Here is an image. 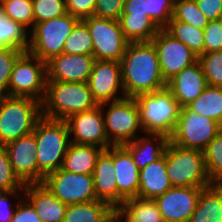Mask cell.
<instances>
[{
	"label": "cell",
	"instance_id": "obj_20",
	"mask_svg": "<svg viewBox=\"0 0 222 222\" xmlns=\"http://www.w3.org/2000/svg\"><path fill=\"white\" fill-rule=\"evenodd\" d=\"M206 86V78L198 61L184 68L167 82V88L181 108L194 101Z\"/></svg>",
	"mask_w": 222,
	"mask_h": 222
},
{
	"label": "cell",
	"instance_id": "obj_7",
	"mask_svg": "<svg viewBox=\"0 0 222 222\" xmlns=\"http://www.w3.org/2000/svg\"><path fill=\"white\" fill-rule=\"evenodd\" d=\"M80 20L66 13L60 17L35 23L29 32L28 52L43 62L62 53L65 40Z\"/></svg>",
	"mask_w": 222,
	"mask_h": 222
},
{
	"label": "cell",
	"instance_id": "obj_19",
	"mask_svg": "<svg viewBox=\"0 0 222 222\" xmlns=\"http://www.w3.org/2000/svg\"><path fill=\"white\" fill-rule=\"evenodd\" d=\"M114 167L119 206L125 200L138 197L140 170L124 145H114Z\"/></svg>",
	"mask_w": 222,
	"mask_h": 222
},
{
	"label": "cell",
	"instance_id": "obj_23",
	"mask_svg": "<svg viewBox=\"0 0 222 222\" xmlns=\"http://www.w3.org/2000/svg\"><path fill=\"white\" fill-rule=\"evenodd\" d=\"M145 135H140L135 140L124 144L139 170L160 159L170 141L167 136L161 134L146 133Z\"/></svg>",
	"mask_w": 222,
	"mask_h": 222
},
{
	"label": "cell",
	"instance_id": "obj_50",
	"mask_svg": "<svg viewBox=\"0 0 222 222\" xmlns=\"http://www.w3.org/2000/svg\"><path fill=\"white\" fill-rule=\"evenodd\" d=\"M7 0H0V5H2L4 2H6Z\"/></svg>",
	"mask_w": 222,
	"mask_h": 222
},
{
	"label": "cell",
	"instance_id": "obj_36",
	"mask_svg": "<svg viewBox=\"0 0 222 222\" xmlns=\"http://www.w3.org/2000/svg\"><path fill=\"white\" fill-rule=\"evenodd\" d=\"M0 8L7 18L22 24L28 30L34 27L32 0H7Z\"/></svg>",
	"mask_w": 222,
	"mask_h": 222
},
{
	"label": "cell",
	"instance_id": "obj_11",
	"mask_svg": "<svg viewBox=\"0 0 222 222\" xmlns=\"http://www.w3.org/2000/svg\"><path fill=\"white\" fill-rule=\"evenodd\" d=\"M89 30L93 41L95 60L120 62L128 45L119 20L90 16L81 20Z\"/></svg>",
	"mask_w": 222,
	"mask_h": 222
},
{
	"label": "cell",
	"instance_id": "obj_27",
	"mask_svg": "<svg viewBox=\"0 0 222 222\" xmlns=\"http://www.w3.org/2000/svg\"><path fill=\"white\" fill-rule=\"evenodd\" d=\"M188 222H222V184L202 188Z\"/></svg>",
	"mask_w": 222,
	"mask_h": 222
},
{
	"label": "cell",
	"instance_id": "obj_16",
	"mask_svg": "<svg viewBox=\"0 0 222 222\" xmlns=\"http://www.w3.org/2000/svg\"><path fill=\"white\" fill-rule=\"evenodd\" d=\"M203 187H171L154 200L164 222H188Z\"/></svg>",
	"mask_w": 222,
	"mask_h": 222
},
{
	"label": "cell",
	"instance_id": "obj_15",
	"mask_svg": "<svg viewBox=\"0 0 222 222\" xmlns=\"http://www.w3.org/2000/svg\"><path fill=\"white\" fill-rule=\"evenodd\" d=\"M65 121L72 143L92 144L103 149H107L112 145L108 141L105 132L103 111L100 105L93 109L73 114Z\"/></svg>",
	"mask_w": 222,
	"mask_h": 222
},
{
	"label": "cell",
	"instance_id": "obj_48",
	"mask_svg": "<svg viewBox=\"0 0 222 222\" xmlns=\"http://www.w3.org/2000/svg\"><path fill=\"white\" fill-rule=\"evenodd\" d=\"M122 13H132V15H147L146 0H125Z\"/></svg>",
	"mask_w": 222,
	"mask_h": 222
},
{
	"label": "cell",
	"instance_id": "obj_28",
	"mask_svg": "<svg viewBox=\"0 0 222 222\" xmlns=\"http://www.w3.org/2000/svg\"><path fill=\"white\" fill-rule=\"evenodd\" d=\"M119 23L124 37L129 43L151 41L160 30L148 15L122 13Z\"/></svg>",
	"mask_w": 222,
	"mask_h": 222
},
{
	"label": "cell",
	"instance_id": "obj_35",
	"mask_svg": "<svg viewBox=\"0 0 222 222\" xmlns=\"http://www.w3.org/2000/svg\"><path fill=\"white\" fill-rule=\"evenodd\" d=\"M171 20H178L198 29H204L209 23V20L201 12L195 0H175Z\"/></svg>",
	"mask_w": 222,
	"mask_h": 222
},
{
	"label": "cell",
	"instance_id": "obj_30",
	"mask_svg": "<svg viewBox=\"0 0 222 222\" xmlns=\"http://www.w3.org/2000/svg\"><path fill=\"white\" fill-rule=\"evenodd\" d=\"M186 107L222 126V87L207 85L204 91Z\"/></svg>",
	"mask_w": 222,
	"mask_h": 222
},
{
	"label": "cell",
	"instance_id": "obj_25",
	"mask_svg": "<svg viewBox=\"0 0 222 222\" xmlns=\"http://www.w3.org/2000/svg\"><path fill=\"white\" fill-rule=\"evenodd\" d=\"M103 150L96 145L71 142L61 169L76 174H93L97 159Z\"/></svg>",
	"mask_w": 222,
	"mask_h": 222
},
{
	"label": "cell",
	"instance_id": "obj_38",
	"mask_svg": "<svg viewBox=\"0 0 222 222\" xmlns=\"http://www.w3.org/2000/svg\"><path fill=\"white\" fill-rule=\"evenodd\" d=\"M25 184L15 174L4 145H0V191L24 190Z\"/></svg>",
	"mask_w": 222,
	"mask_h": 222
},
{
	"label": "cell",
	"instance_id": "obj_14",
	"mask_svg": "<svg viewBox=\"0 0 222 222\" xmlns=\"http://www.w3.org/2000/svg\"><path fill=\"white\" fill-rule=\"evenodd\" d=\"M87 84L98 105L126 97L122 83L121 64L118 61L95 60Z\"/></svg>",
	"mask_w": 222,
	"mask_h": 222
},
{
	"label": "cell",
	"instance_id": "obj_29",
	"mask_svg": "<svg viewBox=\"0 0 222 222\" xmlns=\"http://www.w3.org/2000/svg\"><path fill=\"white\" fill-rule=\"evenodd\" d=\"M114 211L103 200L72 204L67 207L64 222H104Z\"/></svg>",
	"mask_w": 222,
	"mask_h": 222
},
{
	"label": "cell",
	"instance_id": "obj_40",
	"mask_svg": "<svg viewBox=\"0 0 222 222\" xmlns=\"http://www.w3.org/2000/svg\"><path fill=\"white\" fill-rule=\"evenodd\" d=\"M32 2L34 24L60 17L67 13L65 0H32Z\"/></svg>",
	"mask_w": 222,
	"mask_h": 222
},
{
	"label": "cell",
	"instance_id": "obj_42",
	"mask_svg": "<svg viewBox=\"0 0 222 222\" xmlns=\"http://www.w3.org/2000/svg\"><path fill=\"white\" fill-rule=\"evenodd\" d=\"M222 51V19L209 21L204 28V53Z\"/></svg>",
	"mask_w": 222,
	"mask_h": 222
},
{
	"label": "cell",
	"instance_id": "obj_47",
	"mask_svg": "<svg viewBox=\"0 0 222 222\" xmlns=\"http://www.w3.org/2000/svg\"><path fill=\"white\" fill-rule=\"evenodd\" d=\"M209 21L222 18V0H195Z\"/></svg>",
	"mask_w": 222,
	"mask_h": 222
},
{
	"label": "cell",
	"instance_id": "obj_3",
	"mask_svg": "<svg viewBox=\"0 0 222 222\" xmlns=\"http://www.w3.org/2000/svg\"><path fill=\"white\" fill-rule=\"evenodd\" d=\"M98 106L87 82L47 81L41 102L42 116L66 120L69 116Z\"/></svg>",
	"mask_w": 222,
	"mask_h": 222
},
{
	"label": "cell",
	"instance_id": "obj_13",
	"mask_svg": "<svg viewBox=\"0 0 222 222\" xmlns=\"http://www.w3.org/2000/svg\"><path fill=\"white\" fill-rule=\"evenodd\" d=\"M151 41L157 50L160 70L166 83L198 61V56L188 46L165 29H160Z\"/></svg>",
	"mask_w": 222,
	"mask_h": 222
},
{
	"label": "cell",
	"instance_id": "obj_39",
	"mask_svg": "<svg viewBox=\"0 0 222 222\" xmlns=\"http://www.w3.org/2000/svg\"><path fill=\"white\" fill-rule=\"evenodd\" d=\"M23 53L24 51L11 47L0 48V96L8 95L11 72Z\"/></svg>",
	"mask_w": 222,
	"mask_h": 222
},
{
	"label": "cell",
	"instance_id": "obj_41",
	"mask_svg": "<svg viewBox=\"0 0 222 222\" xmlns=\"http://www.w3.org/2000/svg\"><path fill=\"white\" fill-rule=\"evenodd\" d=\"M175 0H146V14L164 29L172 19Z\"/></svg>",
	"mask_w": 222,
	"mask_h": 222
},
{
	"label": "cell",
	"instance_id": "obj_24",
	"mask_svg": "<svg viewBox=\"0 0 222 222\" xmlns=\"http://www.w3.org/2000/svg\"><path fill=\"white\" fill-rule=\"evenodd\" d=\"M172 187L166 170V158L150 163L139 172L138 197L155 199Z\"/></svg>",
	"mask_w": 222,
	"mask_h": 222
},
{
	"label": "cell",
	"instance_id": "obj_37",
	"mask_svg": "<svg viewBox=\"0 0 222 222\" xmlns=\"http://www.w3.org/2000/svg\"><path fill=\"white\" fill-rule=\"evenodd\" d=\"M198 62L207 85L222 87V51L203 53L198 56Z\"/></svg>",
	"mask_w": 222,
	"mask_h": 222
},
{
	"label": "cell",
	"instance_id": "obj_4",
	"mask_svg": "<svg viewBox=\"0 0 222 222\" xmlns=\"http://www.w3.org/2000/svg\"><path fill=\"white\" fill-rule=\"evenodd\" d=\"M144 134H161L168 138L176 127L181 107L171 91L165 87L134 97Z\"/></svg>",
	"mask_w": 222,
	"mask_h": 222
},
{
	"label": "cell",
	"instance_id": "obj_26",
	"mask_svg": "<svg viewBox=\"0 0 222 222\" xmlns=\"http://www.w3.org/2000/svg\"><path fill=\"white\" fill-rule=\"evenodd\" d=\"M115 212L121 222H164L154 199L130 198L120 204Z\"/></svg>",
	"mask_w": 222,
	"mask_h": 222
},
{
	"label": "cell",
	"instance_id": "obj_22",
	"mask_svg": "<svg viewBox=\"0 0 222 222\" xmlns=\"http://www.w3.org/2000/svg\"><path fill=\"white\" fill-rule=\"evenodd\" d=\"M24 198L33 206L41 222H64L68 205L57 199L42 183L25 184Z\"/></svg>",
	"mask_w": 222,
	"mask_h": 222
},
{
	"label": "cell",
	"instance_id": "obj_46",
	"mask_svg": "<svg viewBox=\"0 0 222 222\" xmlns=\"http://www.w3.org/2000/svg\"><path fill=\"white\" fill-rule=\"evenodd\" d=\"M10 222H41L33 206L23 198L14 212Z\"/></svg>",
	"mask_w": 222,
	"mask_h": 222
},
{
	"label": "cell",
	"instance_id": "obj_18",
	"mask_svg": "<svg viewBox=\"0 0 222 222\" xmlns=\"http://www.w3.org/2000/svg\"><path fill=\"white\" fill-rule=\"evenodd\" d=\"M94 62L93 55L61 53L46 62L47 81L87 82Z\"/></svg>",
	"mask_w": 222,
	"mask_h": 222
},
{
	"label": "cell",
	"instance_id": "obj_5",
	"mask_svg": "<svg viewBox=\"0 0 222 222\" xmlns=\"http://www.w3.org/2000/svg\"><path fill=\"white\" fill-rule=\"evenodd\" d=\"M41 117L40 101L30 97L0 96V145L32 133Z\"/></svg>",
	"mask_w": 222,
	"mask_h": 222
},
{
	"label": "cell",
	"instance_id": "obj_12",
	"mask_svg": "<svg viewBox=\"0 0 222 222\" xmlns=\"http://www.w3.org/2000/svg\"><path fill=\"white\" fill-rule=\"evenodd\" d=\"M42 184L66 205L98 200L93 174H76L60 168L46 175Z\"/></svg>",
	"mask_w": 222,
	"mask_h": 222
},
{
	"label": "cell",
	"instance_id": "obj_1",
	"mask_svg": "<svg viewBox=\"0 0 222 222\" xmlns=\"http://www.w3.org/2000/svg\"><path fill=\"white\" fill-rule=\"evenodd\" d=\"M120 64L126 97L134 98L167 87L152 41L128 43Z\"/></svg>",
	"mask_w": 222,
	"mask_h": 222
},
{
	"label": "cell",
	"instance_id": "obj_43",
	"mask_svg": "<svg viewBox=\"0 0 222 222\" xmlns=\"http://www.w3.org/2000/svg\"><path fill=\"white\" fill-rule=\"evenodd\" d=\"M13 198H17L14 205L12 204ZM23 198L24 190L0 191V222H10L12 220L18 203Z\"/></svg>",
	"mask_w": 222,
	"mask_h": 222
},
{
	"label": "cell",
	"instance_id": "obj_21",
	"mask_svg": "<svg viewBox=\"0 0 222 222\" xmlns=\"http://www.w3.org/2000/svg\"><path fill=\"white\" fill-rule=\"evenodd\" d=\"M93 178L97 199L108 202L116 209L118 207V188L114 167V145L100 153L94 168Z\"/></svg>",
	"mask_w": 222,
	"mask_h": 222
},
{
	"label": "cell",
	"instance_id": "obj_45",
	"mask_svg": "<svg viewBox=\"0 0 222 222\" xmlns=\"http://www.w3.org/2000/svg\"><path fill=\"white\" fill-rule=\"evenodd\" d=\"M67 13L79 20L93 16L96 0H65Z\"/></svg>",
	"mask_w": 222,
	"mask_h": 222
},
{
	"label": "cell",
	"instance_id": "obj_44",
	"mask_svg": "<svg viewBox=\"0 0 222 222\" xmlns=\"http://www.w3.org/2000/svg\"><path fill=\"white\" fill-rule=\"evenodd\" d=\"M125 0H96L93 16L119 20Z\"/></svg>",
	"mask_w": 222,
	"mask_h": 222
},
{
	"label": "cell",
	"instance_id": "obj_17",
	"mask_svg": "<svg viewBox=\"0 0 222 222\" xmlns=\"http://www.w3.org/2000/svg\"><path fill=\"white\" fill-rule=\"evenodd\" d=\"M15 174L24 184L38 183L37 144L33 132L4 145Z\"/></svg>",
	"mask_w": 222,
	"mask_h": 222
},
{
	"label": "cell",
	"instance_id": "obj_31",
	"mask_svg": "<svg viewBox=\"0 0 222 222\" xmlns=\"http://www.w3.org/2000/svg\"><path fill=\"white\" fill-rule=\"evenodd\" d=\"M29 30L7 18L0 8V48L11 47L28 52Z\"/></svg>",
	"mask_w": 222,
	"mask_h": 222
},
{
	"label": "cell",
	"instance_id": "obj_32",
	"mask_svg": "<svg viewBox=\"0 0 222 222\" xmlns=\"http://www.w3.org/2000/svg\"><path fill=\"white\" fill-rule=\"evenodd\" d=\"M164 29L188 46L197 56L204 53V29L178 20H170Z\"/></svg>",
	"mask_w": 222,
	"mask_h": 222
},
{
	"label": "cell",
	"instance_id": "obj_34",
	"mask_svg": "<svg viewBox=\"0 0 222 222\" xmlns=\"http://www.w3.org/2000/svg\"><path fill=\"white\" fill-rule=\"evenodd\" d=\"M62 53L92 55L93 41L88 27L80 20L66 38Z\"/></svg>",
	"mask_w": 222,
	"mask_h": 222
},
{
	"label": "cell",
	"instance_id": "obj_10",
	"mask_svg": "<svg viewBox=\"0 0 222 222\" xmlns=\"http://www.w3.org/2000/svg\"><path fill=\"white\" fill-rule=\"evenodd\" d=\"M221 130L222 126L218 122L184 106L180 109L176 127L169 140L182 148L204 151Z\"/></svg>",
	"mask_w": 222,
	"mask_h": 222
},
{
	"label": "cell",
	"instance_id": "obj_8",
	"mask_svg": "<svg viewBox=\"0 0 222 222\" xmlns=\"http://www.w3.org/2000/svg\"><path fill=\"white\" fill-rule=\"evenodd\" d=\"M100 106L103 111L105 132L112 145H124L140 136L138 132L143 133L134 98L125 97L118 101L100 104ZM105 108L108 109L105 110Z\"/></svg>",
	"mask_w": 222,
	"mask_h": 222
},
{
	"label": "cell",
	"instance_id": "obj_33",
	"mask_svg": "<svg viewBox=\"0 0 222 222\" xmlns=\"http://www.w3.org/2000/svg\"><path fill=\"white\" fill-rule=\"evenodd\" d=\"M207 174L212 184H222V130L203 151Z\"/></svg>",
	"mask_w": 222,
	"mask_h": 222
},
{
	"label": "cell",
	"instance_id": "obj_6",
	"mask_svg": "<svg viewBox=\"0 0 222 222\" xmlns=\"http://www.w3.org/2000/svg\"><path fill=\"white\" fill-rule=\"evenodd\" d=\"M164 155L172 187H206L212 184L203 151L182 148L169 141Z\"/></svg>",
	"mask_w": 222,
	"mask_h": 222
},
{
	"label": "cell",
	"instance_id": "obj_9",
	"mask_svg": "<svg viewBox=\"0 0 222 222\" xmlns=\"http://www.w3.org/2000/svg\"><path fill=\"white\" fill-rule=\"evenodd\" d=\"M47 84L46 62L24 52L15 62L8 96L30 97L43 101Z\"/></svg>",
	"mask_w": 222,
	"mask_h": 222
},
{
	"label": "cell",
	"instance_id": "obj_49",
	"mask_svg": "<svg viewBox=\"0 0 222 222\" xmlns=\"http://www.w3.org/2000/svg\"><path fill=\"white\" fill-rule=\"evenodd\" d=\"M117 220L116 212L114 211L104 222H115Z\"/></svg>",
	"mask_w": 222,
	"mask_h": 222
},
{
	"label": "cell",
	"instance_id": "obj_2",
	"mask_svg": "<svg viewBox=\"0 0 222 222\" xmlns=\"http://www.w3.org/2000/svg\"><path fill=\"white\" fill-rule=\"evenodd\" d=\"M37 144L38 183L44 177L62 167L71 143L65 120L41 117L34 128Z\"/></svg>",
	"mask_w": 222,
	"mask_h": 222
}]
</instances>
